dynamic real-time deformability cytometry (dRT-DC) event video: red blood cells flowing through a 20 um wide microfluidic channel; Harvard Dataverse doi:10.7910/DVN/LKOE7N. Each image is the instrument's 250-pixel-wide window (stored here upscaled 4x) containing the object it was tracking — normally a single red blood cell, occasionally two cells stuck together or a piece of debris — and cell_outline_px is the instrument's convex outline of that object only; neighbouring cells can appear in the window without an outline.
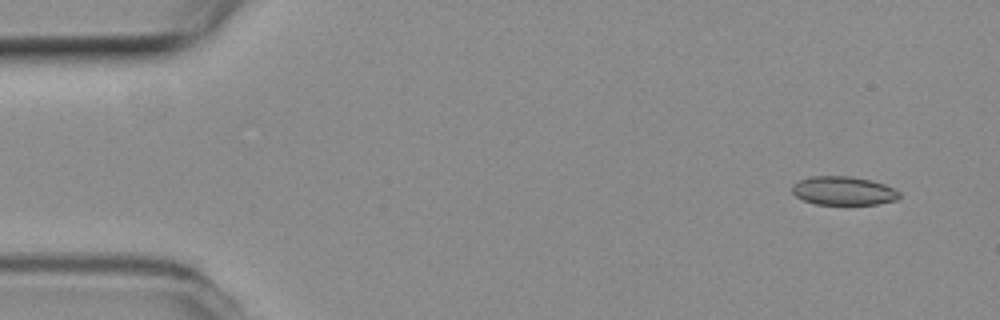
{"species": "common noctule bat (a hibernating species)", "species_latin": "Nyctalus noctula", "temperature_condition": "room temperature", "stored_images_in_passage": 54, "camera_frame_rate_fps": 3000, "um_per_image_px": 0.085, "animal": {"sex": "female", "body_mass_g": 19.3, "forearm_length_mm": 54.1}, "frame": {"image": 1, "passage_image": 4, "time_ms": 1.0, "image_size_px": [1000, 320], "cell_outline_px": [[900, 196], [896, 200], [876, 204], [816, 204], [804, 200], [796, 196], [792, 192], [792, 184], [800, 180], [812, 176], [852, 176], [884, 184], [900, 192]], "centroid_in_image_um": [71.67, 16.21], "position_along_channel_um": 13.3, "area_um2": 17.74}}
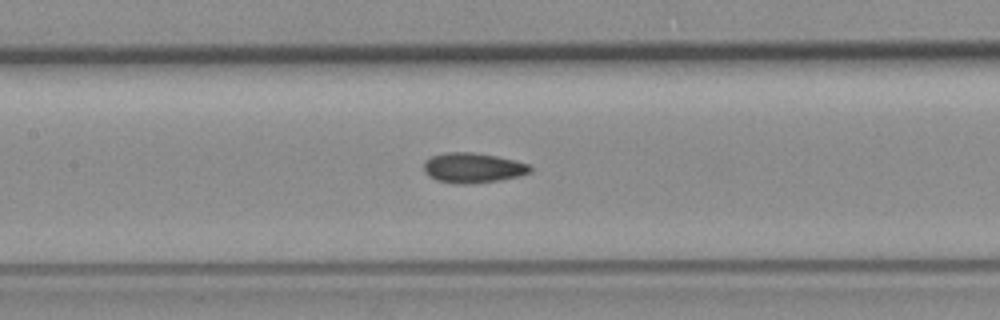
{"frame": {"image": 2, "passage_image": 25, "time_ms": 8.0, "image_size_px": [1000, 320], "cell_outline_px": [[532, 172], [520, 176], [500, 180], [468, 184], [452, 184], [436, 180], [428, 176], [424, 172], [424, 160], [432, 156], [448, 152], [476, 152], [516, 160], [532, 164]], "centroid_in_image_um": [40.22, 14.27], "position_along_channel_um": 167.2, "area_um2": 19.02}}
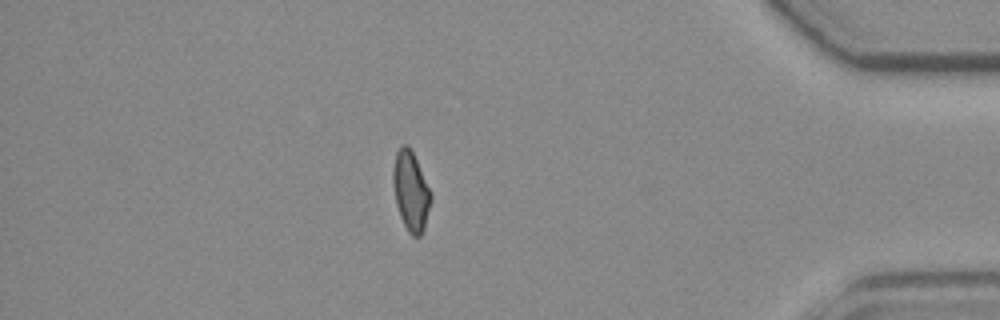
{"frame": {"image": 3, "passage_image": 47, "time_ms": 15.333, "image_size_px": [1000, 320], "cell_outline_px": [[432, 200], [424, 228], [420, 236], [412, 236], [408, 232], [400, 216], [396, 204], [392, 180], [392, 168], [396, 152], [400, 144], [408, 144], [432, 192]], "centroid_in_image_um": [34.91, 16.22], "position_along_channel_um": 400.3, "area_um2": 17.69}, "authors_computed_cell_mechanics": {"area_um2": 18.0336, "velocity_mm_per_s": 3.7778, "shape_relaxation_time_tau1_ms": null, "shape_relaxation_time_tau2_ms": 2.9626, "deformation_change_tau1": null, "deformation_change_tau2": 0.0862}}